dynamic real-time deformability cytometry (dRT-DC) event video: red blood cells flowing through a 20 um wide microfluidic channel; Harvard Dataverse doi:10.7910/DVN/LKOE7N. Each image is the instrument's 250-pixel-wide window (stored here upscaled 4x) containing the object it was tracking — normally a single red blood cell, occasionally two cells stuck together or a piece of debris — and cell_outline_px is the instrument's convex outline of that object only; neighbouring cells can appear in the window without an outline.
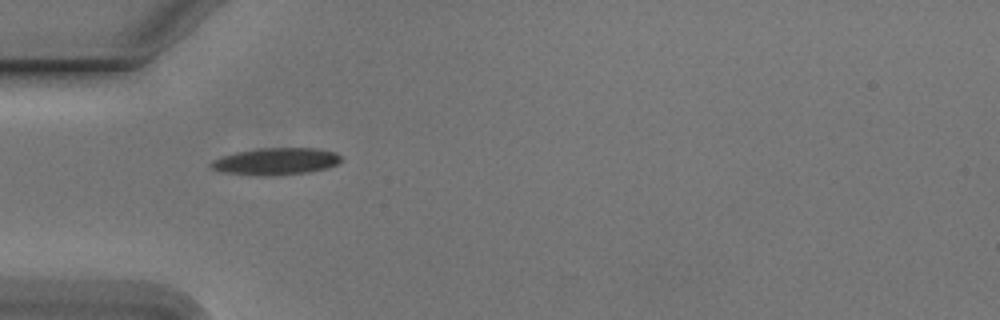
{"species": "Egyptian fruit bat (a non-hibernating species)", "species_latin": "Rousettus aegyptiacus", "temperature_condition": "cold", "stored_images_in_passage": 23, "camera_frame_rate_fps": 3000, "um_per_image_px": 0.085, "animal": {"sex": "male"}, "frame": {"image": 1, "passage_image": 1, "time_ms": 0.0, "image_size_px": [1000, 320], "cell_outline_px": [[344, 160], [328, 168], [308, 172], [264, 176], [256, 176], [224, 172], [208, 168], [208, 164], [212, 160], [236, 152], [260, 148], [312, 148], [336, 152]], "centroid_in_image_um": [23.43, 13.72], "position_along_channel_um": 61.6, "area_um2": 20.52}}
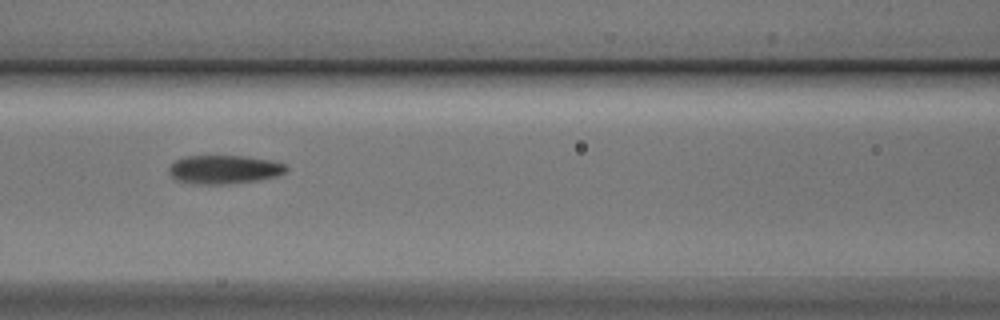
{"frame": {"image": 2, "passage_image": 8, "time_ms": 2.333, "image_size_px": [1000, 320], "cell_outline_px": [[288, 168], [284, 172], [276, 176], [260, 180], [228, 184], [192, 184], [176, 180], [168, 172], [168, 168], [176, 160], [184, 156], [244, 156], [268, 160], [284, 164]], "centroid_in_image_um": [19.01, 14.41], "position_along_channel_um": 147.6, "area_um2": 19.54}}
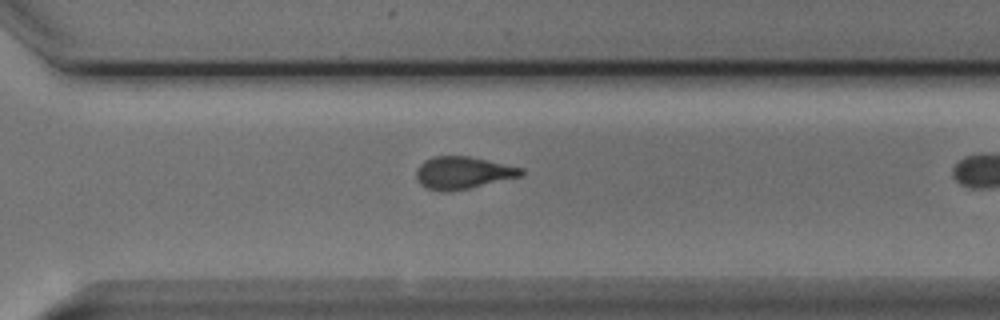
{"frame": {"image": 3, "passage_image": 19, "time_ms": 6.0, "image_size_px": [1000, 320], "cell_outline_px": [[524, 172], [520, 176], [468, 188], [448, 192], [440, 192], [428, 188], [420, 184], [416, 180], [416, 168], [424, 160], [436, 156], [468, 156], [524, 168]], "centroid_in_image_um": [39.29, 14.68], "position_along_channel_um": 331.3, "area_um2": 19.65}}